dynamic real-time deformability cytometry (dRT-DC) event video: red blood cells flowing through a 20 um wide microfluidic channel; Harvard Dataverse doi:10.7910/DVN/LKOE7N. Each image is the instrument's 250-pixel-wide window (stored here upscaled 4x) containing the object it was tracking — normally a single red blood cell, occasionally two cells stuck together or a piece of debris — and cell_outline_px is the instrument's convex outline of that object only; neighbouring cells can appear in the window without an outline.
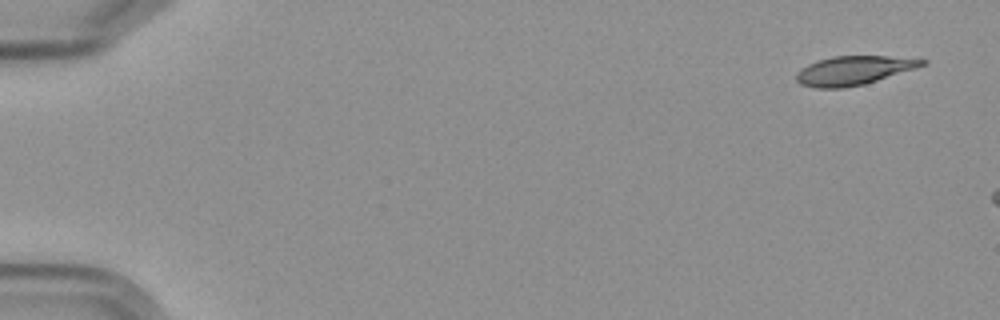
{"species": "Egyptian fruit bat (a non-hibernating species)", "species_latin": "Rousettus aegyptiacus", "temperature_condition": "cold", "stored_images_in_passage": 4, "camera_frame_rate_fps": 3000, "um_per_image_px": 0.085, "frame": {"image": 1, "passage_image": 1, "time_ms": 0.0, "image_size_px": [1000, 320], "cell_outline_px": [[928, 60], [924, 64], [916, 68], [864, 84], [844, 88], [816, 88], [800, 84], [796, 80], [796, 72], [808, 64], [816, 60], [832, 56], [920, 56]], "centroid_in_image_um": [72.62, 5.96], "position_along_channel_um": 12.4, "area_um2": 21.56}}